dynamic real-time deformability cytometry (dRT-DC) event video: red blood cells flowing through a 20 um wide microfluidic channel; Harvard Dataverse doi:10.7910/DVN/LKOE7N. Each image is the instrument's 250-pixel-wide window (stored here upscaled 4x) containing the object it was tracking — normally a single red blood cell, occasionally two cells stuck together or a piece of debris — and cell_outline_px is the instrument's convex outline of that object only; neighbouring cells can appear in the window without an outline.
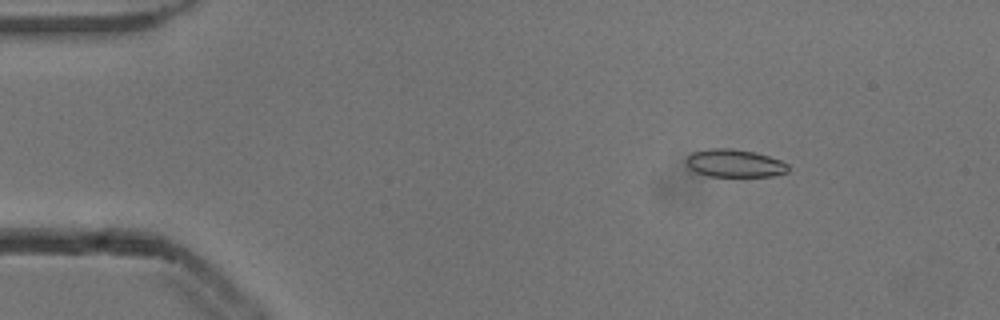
{"species": "common noctule bat (a hibernating species)", "species_latin": "Nyctalus noctula", "temperature_condition": "cold", "stored_images_in_passage": 48, "camera_frame_rate_fps": 3000, "um_per_image_px": 0.085, "animal": {"sex": "male", "body_mass_g": 13.3}, "frame": {"image": 1, "passage_image": 3, "time_ms": 0.667, "image_size_px": [1000, 320], "cell_outline_px": [[788, 172], [772, 176], [708, 176], [696, 172], [688, 164], [688, 156], [692, 152], [708, 148], [732, 148], [756, 152], [780, 160], [788, 164]], "centroid_in_image_um": [62.47, 13.87], "position_along_channel_um": 22.5, "area_um2": 16.42}}
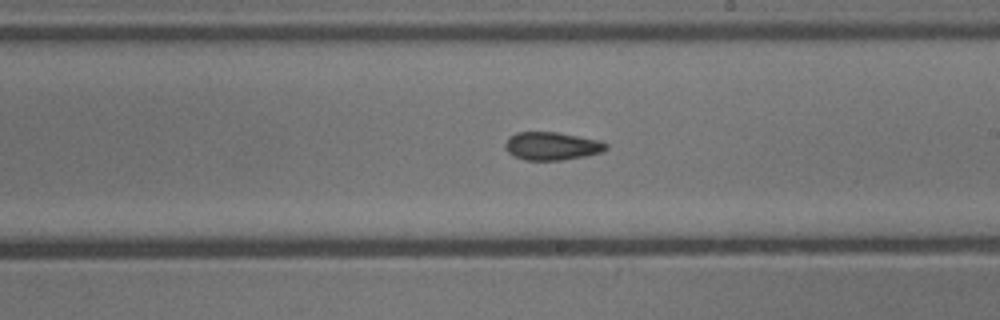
{"frame": {"image": 2, "passage_image": 26, "time_ms": 8.333, "image_size_px": [1000, 320], "cell_outline_px": [[608, 148], [604, 152], [584, 156], [560, 160], [524, 160], [512, 156], [508, 152], [504, 144], [508, 136], [516, 132], [556, 132], [596, 140], [608, 144]], "centroid_in_image_um": [46.86, 12.42], "position_along_channel_um": 242.1, "area_um2": 16.47}}
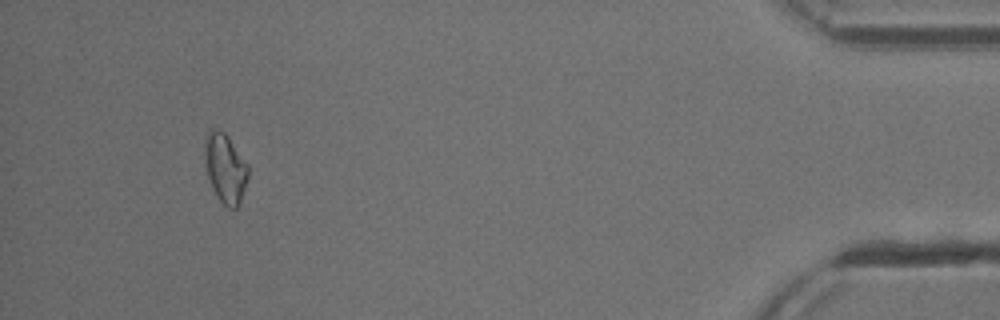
{"frame": {"image": 3, "passage_image": 45, "time_ms": 14.667, "image_size_px": [1000, 320], "cell_outline_px": [[248, 176], [240, 204], [236, 208], [228, 208], [216, 196], [208, 180], [204, 164], [204, 136], [208, 128], [216, 128], [224, 132], [228, 136], [248, 164]], "centroid_in_image_um": [19.11, 14.25], "position_along_channel_um": 416.1, "area_um2": 18.03}, "authors_computed_cell_mechanics": {"area_um2": 16.5886, "velocity_mm_per_s": 3.8806, "shape_relaxation_time_tau1_ms": 6.3503, "shape_relaxation_time_tau2_ms": 2.3592, "deformation_change_tau1": 0.1117, "deformation_change_tau2": 0.0842}}